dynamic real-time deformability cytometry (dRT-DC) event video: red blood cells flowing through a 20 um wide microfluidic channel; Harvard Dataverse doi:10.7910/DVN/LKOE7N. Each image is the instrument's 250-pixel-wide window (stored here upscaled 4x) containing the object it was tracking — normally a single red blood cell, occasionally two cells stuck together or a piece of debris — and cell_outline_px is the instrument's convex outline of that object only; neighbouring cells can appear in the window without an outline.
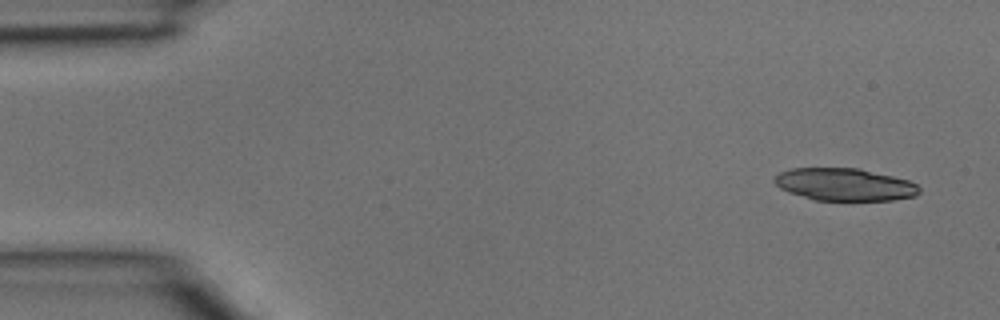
{"species": "common noctule bat (a hibernating species)", "species_latin": "Nyctalus noctula", "temperature_condition": "room temperature", "stored_images_in_passage": 3, "camera_frame_rate_fps": 3000, "um_per_image_px": 0.085, "animal": {"sex": "male", "body_mass_g": 15.6}, "frame": {"image": 1, "passage_image": 1, "time_ms": 0.0, "image_size_px": [1000, 320], "cell_outline_px": [[920, 192], [916, 196], [892, 200], [812, 200], [788, 192], [780, 188], [772, 180], [780, 172], [792, 168], [860, 168], [908, 180], [916, 184], [920, 188]], "centroid_in_image_um": [71.78, 15.68], "position_along_channel_um": 13.2, "area_um2": 27.46}}